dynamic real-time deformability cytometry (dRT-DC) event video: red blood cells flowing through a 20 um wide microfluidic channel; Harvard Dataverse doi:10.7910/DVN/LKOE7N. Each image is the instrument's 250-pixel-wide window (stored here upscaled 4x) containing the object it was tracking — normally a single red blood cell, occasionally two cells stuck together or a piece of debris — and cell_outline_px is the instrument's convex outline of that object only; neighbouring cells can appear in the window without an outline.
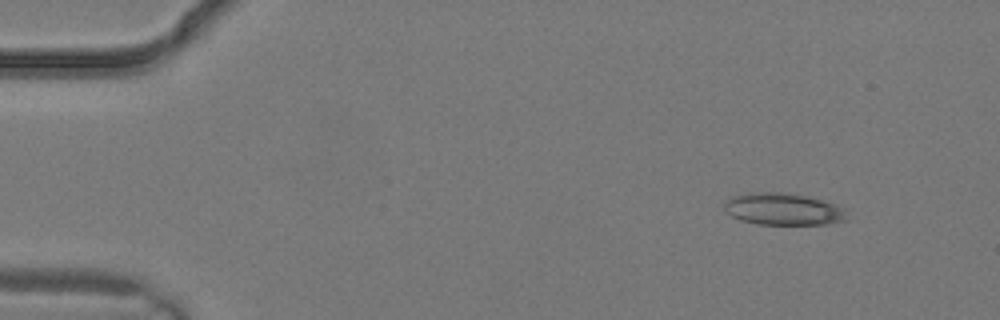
{"species": "common noctule bat (a hibernating species)", "species_latin": "Nyctalus noctula", "temperature_condition": "warm", "stored_images_in_passage": 2, "camera_frame_rate_fps": 3000, "um_per_image_px": 0.085, "animal": {"sex": "male", "body_mass_g": 19.2, "forearm_length_mm": 51.8}, "frame": {"image": 1, "passage_image": 1, "time_ms": 0.0, "image_size_px": [1000, 320], "cell_outline_px": [[844, 220], [824, 224], [756, 224], [740, 220], [724, 212], [724, 200], [732, 196], [748, 192], [784, 192], [808, 196], [824, 200], [844, 208]], "centroid_in_image_um": [66.48, 17.76], "position_along_channel_um": 18.5, "area_um2": 22.95}}
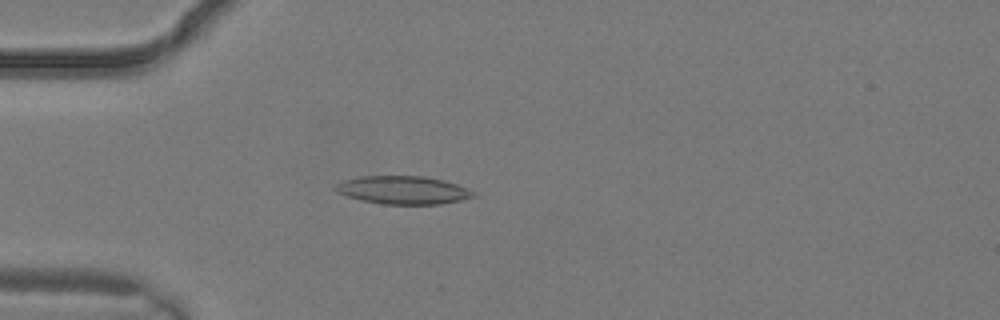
{"frame": {"image": 2, "passage_image": 2, "time_ms": 0.333, "image_size_px": [1000, 320], "cell_outline_px": [[476, 196], [460, 200], [440, 204], [384, 204], [364, 200], [348, 196], [336, 192], [332, 188], [336, 184], [344, 180], [360, 176], [424, 176], [444, 180], [456, 184], [476, 192]], "centroid_in_image_um": [34.26, 16.15], "position_along_channel_um": 50.7, "area_um2": 22.48}}